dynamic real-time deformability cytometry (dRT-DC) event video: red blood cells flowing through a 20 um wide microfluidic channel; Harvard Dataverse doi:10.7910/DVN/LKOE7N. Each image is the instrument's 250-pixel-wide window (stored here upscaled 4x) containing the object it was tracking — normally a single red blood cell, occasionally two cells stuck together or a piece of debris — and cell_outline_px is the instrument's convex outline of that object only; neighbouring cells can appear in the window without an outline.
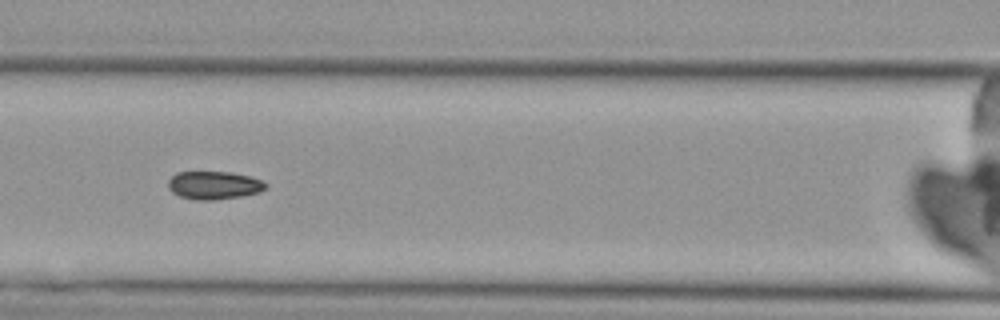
{"species": "Egyptian fruit bat (a non-hibernating species)", "species_latin": "Rousettus aegyptiacus", "temperature_condition": "cold", "stored_images_in_passage": 7, "camera_frame_rate_fps": 3000, "um_per_image_px": 0.085, "animal": {"sex": "female"}, "frame": {"image": 1, "passage_image": 6, "time_ms": 5.667, "image_size_px": [1000, 320], "cell_outline_px": [[268, 188], [260, 192], [240, 196], [212, 200], [196, 200], [180, 196], [172, 192], [168, 188], [168, 180], [176, 172], [232, 172], [248, 176], [260, 180], [268, 184]], "centroid_in_image_um": [18.18, 15.74], "position_along_channel_um": 148.4, "area_um2": 15.95}}
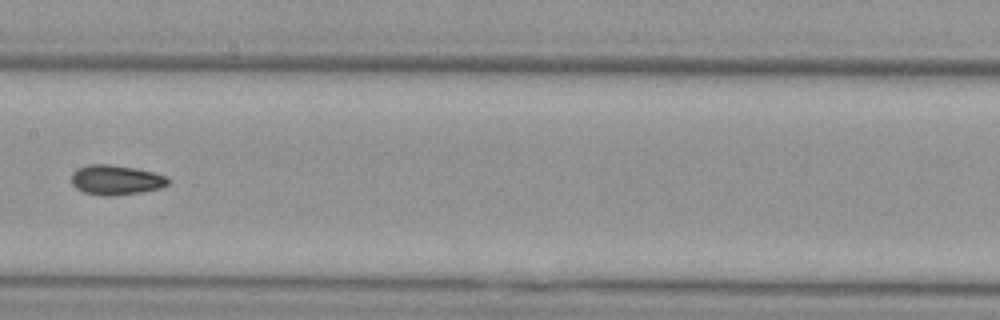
{"frame": {"image": 2, "passage_image": 7, "time_ms": 7.0, "image_size_px": [1000, 320], "cell_outline_px": [[168, 184], [160, 188], [140, 192], [84, 192], [76, 188], [72, 184], [72, 172], [76, 168], [88, 164], [108, 164], [136, 168], [156, 172], [168, 176]], "centroid_in_image_um": [9.88, 15.21], "position_along_channel_um": 197.5, "area_um2": 16.01}}